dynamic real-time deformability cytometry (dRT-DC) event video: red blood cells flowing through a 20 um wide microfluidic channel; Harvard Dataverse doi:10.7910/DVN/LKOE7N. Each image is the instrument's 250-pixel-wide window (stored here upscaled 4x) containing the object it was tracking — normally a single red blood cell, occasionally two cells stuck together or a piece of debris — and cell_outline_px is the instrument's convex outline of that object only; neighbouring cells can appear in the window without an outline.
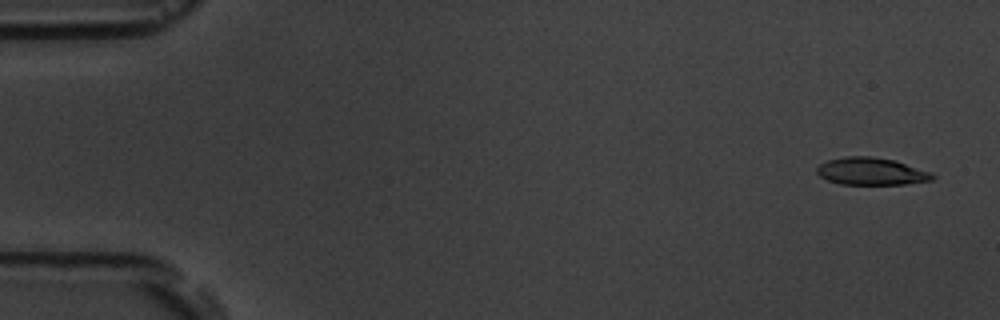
{"species": "common noctule bat (a hibernating species)", "species_latin": "Nyctalus noctula", "temperature_condition": "room temperature", "stored_images_in_passage": 5, "camera_frame_rate_fps": 3000, "um_per_image_px": 0.085, "animal": {"sex": "male", "body_mass_g": 19.5, "forearm_length_mm": 54.6}, "frame": {"image": 1, "passage_image": 1, "time_ms": 0.0, "image_size_px": [1000, 320], "cell_outline_px": [[936, 176], [932, 180], [904, 184], [840, 184], [828, 180], [820, 176], [816, 172], [816, 168], [820, 164], [828, 160], [844, 156], [872, 156], [896, 160], [932, 172]], "centroid_in_image_um": [74.07, 14.55], "position_along_channel_um": 10.9, "area_um2": 18.55}}
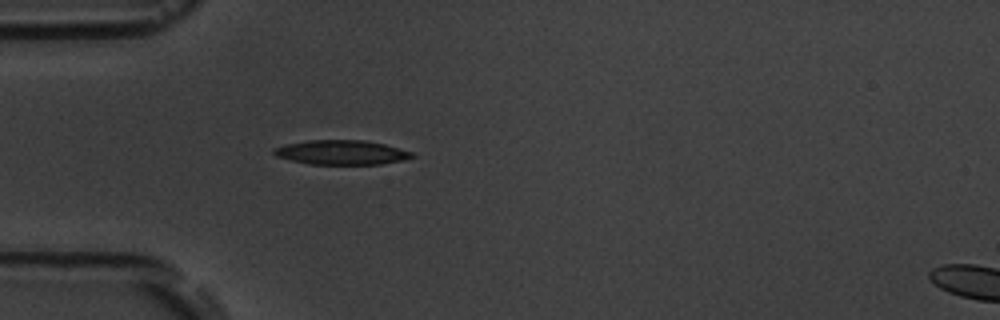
{"frame": {"image": 2, "passage_image": 5, "time_ms": 4.667, "image_size_px": [1000, 320], "cell_outline_px": [[416, 156], [404, 160], [380, 164], [308, 164], [276, 156], [272, 152], [272, 148], [284, 144], [308, 140], [364, 140], [384, 144], [412, 152]], "centroid_in_image_um": [29.0, 12.95], "position_along_channel_um": 56.0, "area_um2": 19.71}}